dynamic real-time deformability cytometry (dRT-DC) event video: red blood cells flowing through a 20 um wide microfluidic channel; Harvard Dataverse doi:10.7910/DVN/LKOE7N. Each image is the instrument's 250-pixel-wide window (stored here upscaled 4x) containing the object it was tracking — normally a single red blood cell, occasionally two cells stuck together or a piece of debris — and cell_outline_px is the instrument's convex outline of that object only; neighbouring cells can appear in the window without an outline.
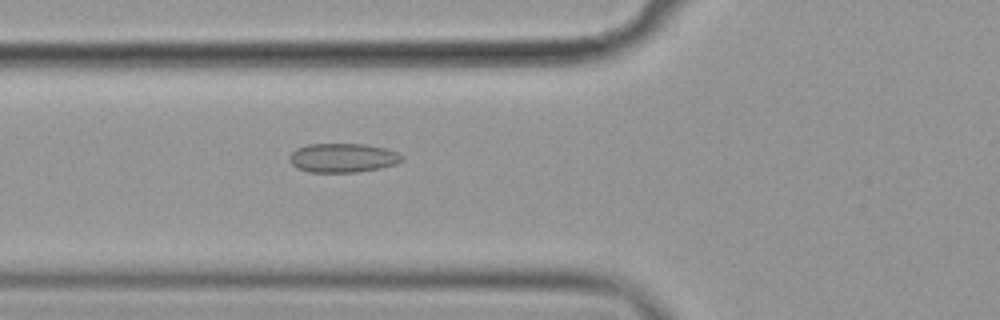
{"species": "common noctule bat (a hibernating species)", "species_latin": "Nyctalus noctula", "temperature_condition": "cold", "stored_images_in_passage": 38, "camera_frame_rate_fps": 3000, "um_per_image_px": 0.085, "animal": {"sex": "female", "body_mass_g": 19.9}, "frame": {"image": 1, "passage_image": 3, "time_ms": 0.667, "image_size_px": [1000, 320], "cell_outline_px": [[404, 160], [396, 164], [380, 168], [356, 172], [308, 172], [296, 168], [288, 160], [288, 156], [296, 148], [308, 144], [364, 144], [384, 148], [396, 152], [404, 156]], "centroid_in_image_um": [29.11, 13.42], "position_along_channel_um": 96.7, "area_um2": 19.19}}
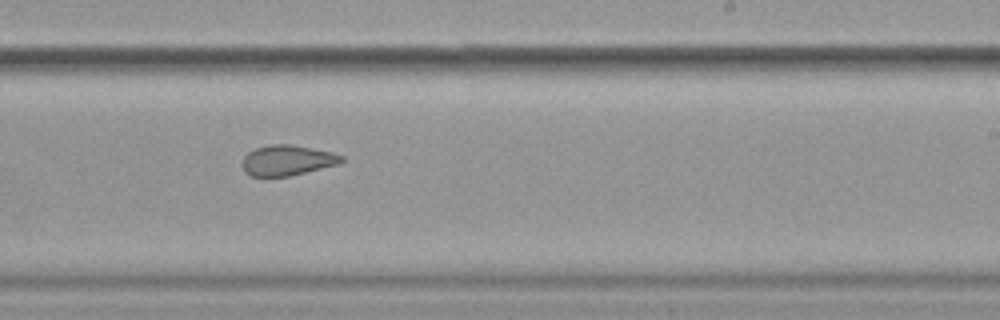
{"frame": {"image": 2, "passage_image": 17, "time_ms": 5.333, "image_size_px": [1000, 320], "cell_outline_px": [[344, 160], [340, 164], [288, 176], [252, 176], [244, 172], [244, 156], [248, 152], [256, 148], [272, 144], [288, 144], [312, 148], [332, 152], [344, 156]], "centroid_in_image_um": [24.45, 13.62], "position_along_channel_um": 264.5, "area_um2": 17.4}}
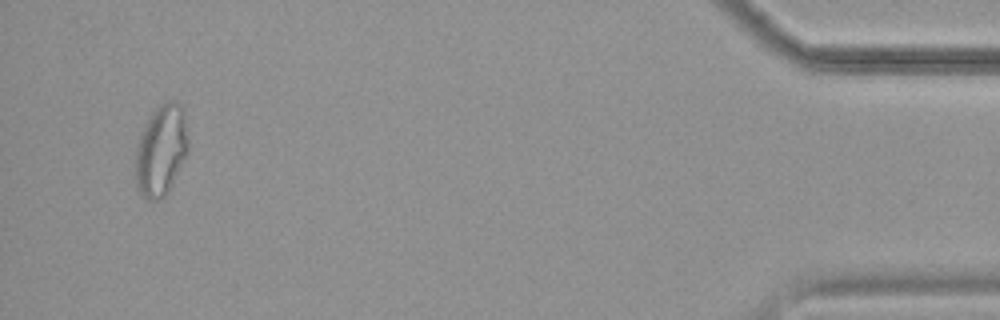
{"frame": {"image": 3, "passage_image": 36, "time_ms": 11.667, "image_size_px": [1000, 320], "cell_outline_px": [[188, 152], [168, 192], [160, 200], [148, 200], [140, 192], [136, 184], [136, 148], [140, 136], [148, 116], [160, 104], [168, 100], [176, 100], [184, 108], [188, 140]], "centroid_in_image_um": [13.71, 12.74], "position_along_channel_um": 421.5, "area_um2": 28.09}}